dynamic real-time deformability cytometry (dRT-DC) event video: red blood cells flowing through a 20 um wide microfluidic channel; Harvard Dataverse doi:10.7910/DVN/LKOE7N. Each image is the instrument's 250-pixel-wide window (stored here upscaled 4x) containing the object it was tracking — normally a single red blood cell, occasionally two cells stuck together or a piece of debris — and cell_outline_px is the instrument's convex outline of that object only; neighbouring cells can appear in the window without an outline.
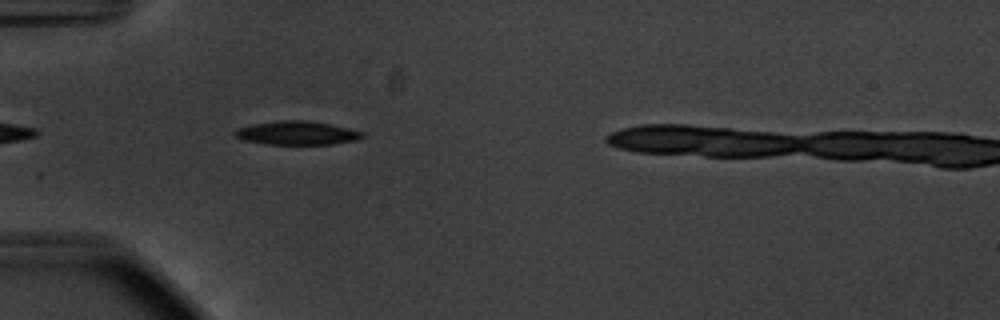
{"species": "common noctule bat (a hibernating species)", "species_latin": "Nyctalus noctula", "temperature_condition": "warm", "stored_images_in_passage": 8, "camera_frame_rate_fps": 3000, "um_per_image_px": 0.085, "animal": {"sex": "male", "body_mass_g": 20.1, "forearm_length_mm": 53.5}, "frame": {"image": 1, "passage_image": 2, "time_ms": 0.333, "image_size_px": [1000, 320], "cell_outline_px": [[364, 136], [356, 140], [332, 144], [264, 144], [244, 140], [236, 136], [232, 132], [236, 128], [252, 124], [284, 120], [308, 120], [348, 128], [364, 132]], "centroid_in_image_um": [25.22, 11.3], "position_along_channel_um": 59.8, "area_um2": 17.51}}